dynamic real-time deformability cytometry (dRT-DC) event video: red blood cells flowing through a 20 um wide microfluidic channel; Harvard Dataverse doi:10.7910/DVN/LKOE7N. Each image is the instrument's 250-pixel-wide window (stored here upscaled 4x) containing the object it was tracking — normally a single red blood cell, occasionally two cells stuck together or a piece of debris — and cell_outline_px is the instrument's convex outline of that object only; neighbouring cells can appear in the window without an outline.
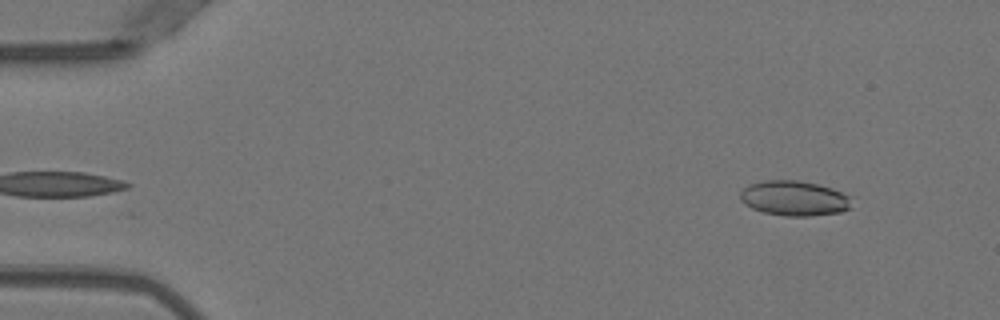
{"species": "Egyptian fruit bat (a non-hibernating species)", "species_latin": "Rousettus aegyptiacus", "temperature_condition": "warm", "stored_images_in_passage": 17, "camera_frame_rate_fps": 3000, "um_per_image_px": 0.085, "animal": {"sex": "female"}, "frame": {"image": 1, "passage_image": 2, "time_ms": 0.333, "image_size_px": [1000, 320], "cell_outline_px": [[852, 208], [840, 212], [812, 216], [784, 216], [764, 212], [752, 208], [744, 204], [740, 200], [740, 192], [748, 184], [764, 180], [796, 180], [820, 184], [832, 188], [848, 196]], "centroid_in_image_um": [67.48, 16.85], "position_along_channel_um": 17.5, "area_um2": 22.83}}
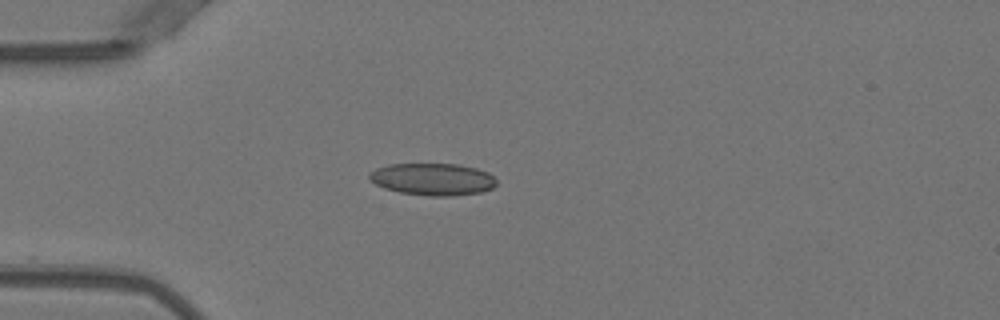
{"frame": {"image": 2, "passage_image": 11, "time_ms": 3.333, "image_size_px": [1000, 320], "cell_outline_px": [[496, 184], [492, 188], [480, 192], [452, 196], [428, 196], [400, 192], [384, 188], [368, 180], [368, 172], [376, 168], [388, 164], [456, 164], [476, 168], [488, 172], [496, 180]], "centroid_in_image_um": [36.74, 15.23], "position_along_channel_um": 48.3, "area_um2": 23.87}}
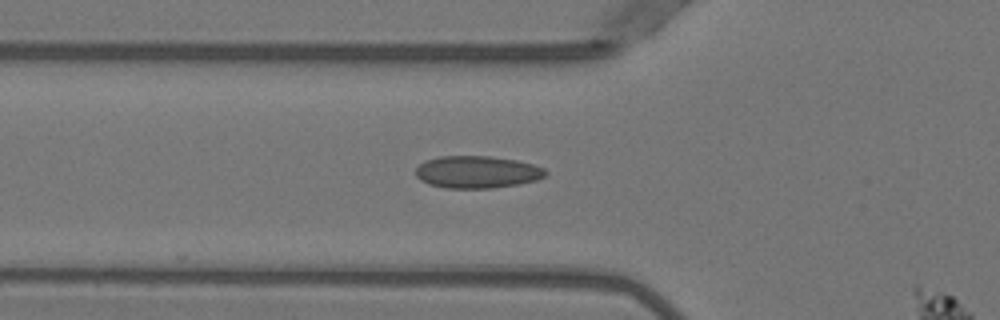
{"frame": {"image": 3, "passage_image": 15, "time_ms": 4.667, "image_size_px": [1000, 320], "cell_outline_px": [[548, 172], [544, 176], [536, 180], [516, 184], [492, 188], [444, 188], [428, 184], [420, 180], [416, 176], [416, 168], [420, 164], [428, 160], [440, 156], [488, 156], [516, 160], [532, 164], [544, 168]], "centroid_in_image_um": [40.53, 14.62], "position_along_channel_um": 85.3, "area_um2": 24.28}}